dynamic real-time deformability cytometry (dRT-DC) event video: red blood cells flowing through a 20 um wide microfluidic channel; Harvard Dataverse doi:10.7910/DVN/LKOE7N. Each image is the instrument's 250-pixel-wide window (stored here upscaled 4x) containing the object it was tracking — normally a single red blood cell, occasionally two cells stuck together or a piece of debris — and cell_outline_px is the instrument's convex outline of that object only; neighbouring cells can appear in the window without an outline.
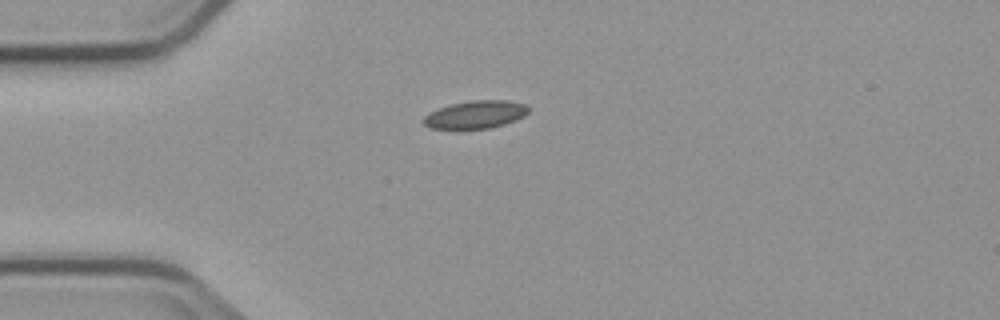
{"species": "common noctule bat (a hibernating species)", "species_latin": "Nyctalus noctula", "temperature_condition": "cold", "stored_images_in_passage": 2, "camera_frame_rate_fps": 3000, "um_per_image_px": 0.085, "animal": {"sex": "male", "body_mass_g": 23.1, "forearm_length_mm": 52.7}, "frame": {"image": 1, "passage_image": 1, "time_ms": 0.0, "image_size_px": [1000, 320], "cell_outline_px": [[528, 112], [524, 116], [516, 120], [504, 124], [488, 128], [428, 128], [420, 120], [428, 112], [452, 104], [472, 100], [508, 100], [524, 104], [528, 108]], "centroid_in_image_um": [40.39, 9.73], "position_along_channel_um": 44.6, "area_um2": 16.88}}